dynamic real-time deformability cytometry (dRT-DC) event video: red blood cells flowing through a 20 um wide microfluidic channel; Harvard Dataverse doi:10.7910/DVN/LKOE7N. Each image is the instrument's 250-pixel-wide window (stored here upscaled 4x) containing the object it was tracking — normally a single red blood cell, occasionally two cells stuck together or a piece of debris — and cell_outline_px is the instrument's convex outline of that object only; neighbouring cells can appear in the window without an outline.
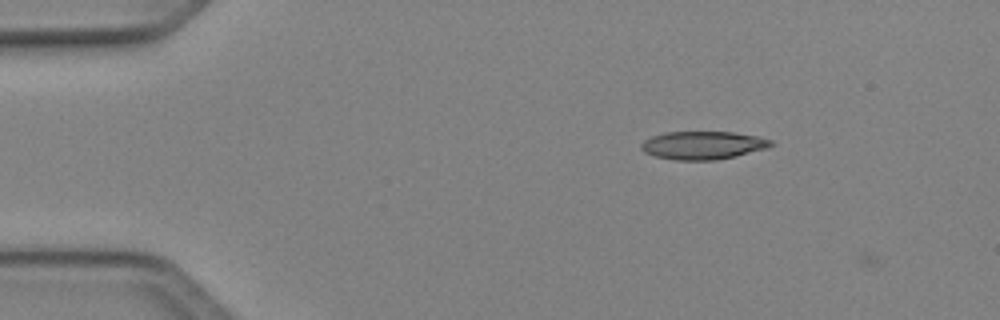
{"species": "Egyptian fruit bat (a non-hibernating species)", "species_latin": "Rousettus aegyptiacus", "temperature_condition": "cold", "stored_images_in_passage": 6, "camera_frame_rate_fps": 3000, "um_per_image_px": 0.085, "animal": {"sex": "female"}, "frame": {"image": 1, "passage_image": 5, "time_ms": 1.333, "image_size_px": [1000, 320], "cell_outline_px": [[776, 144], [768, 148], [736, 156], [716, 160], [676, 160], [656, 156], [644, 152], [640, 148], [640, 144], [644, 140], [652, 136], [664, 132], [732, 132], [756, 136], [772, 140]], "centroid_in_image_um": [59.76, 12.35], "position_along_channel_um": 25.2, "area_um2": 21.33}}